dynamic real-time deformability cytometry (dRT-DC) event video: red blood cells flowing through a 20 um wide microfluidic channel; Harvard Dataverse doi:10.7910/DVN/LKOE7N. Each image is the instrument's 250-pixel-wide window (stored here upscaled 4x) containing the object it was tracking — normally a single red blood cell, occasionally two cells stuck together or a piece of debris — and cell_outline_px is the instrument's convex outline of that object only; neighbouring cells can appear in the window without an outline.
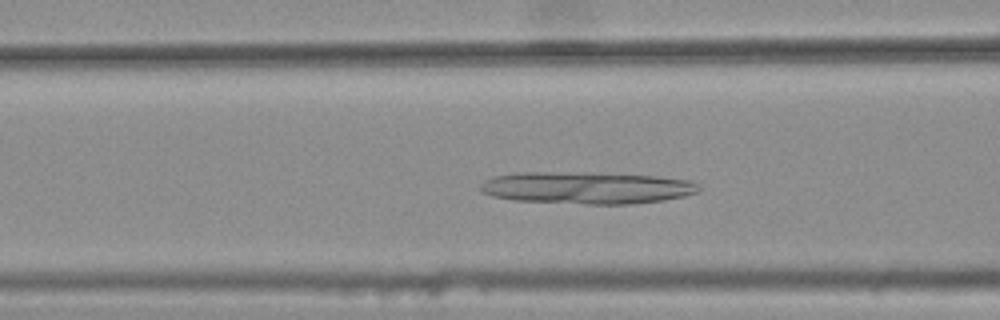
{"species": "common noctule bat (a hibernating species)", "species_latin": "Nyctalus noctula", "temperature_condition": "warm", "stored_images_in_passage": 41, "camera_frame_rate_fps": 3000, "um_per_image_px": 0.085, "animal": {"sex": "female", "body_mass_g": 25.1}, "frame": {"image": 1, "passage_image": 18, "time_ms": 5.667, "image_size_px": [1000, 320], "cell_outline_px": [[700, 192], [684, 196], [664, 200], [632, 204], [588, 204], [512, 200], [492, 196], [480, 192], [480, 184], [484, 180], [492, 176], [516, 172], [588, 172], [656, 176], [692, 180], [700, 188]], "centroid_in_image_um": [49.84, 15.95], "position_along_channel_um": 116.8, "area_um2": 41.33}}
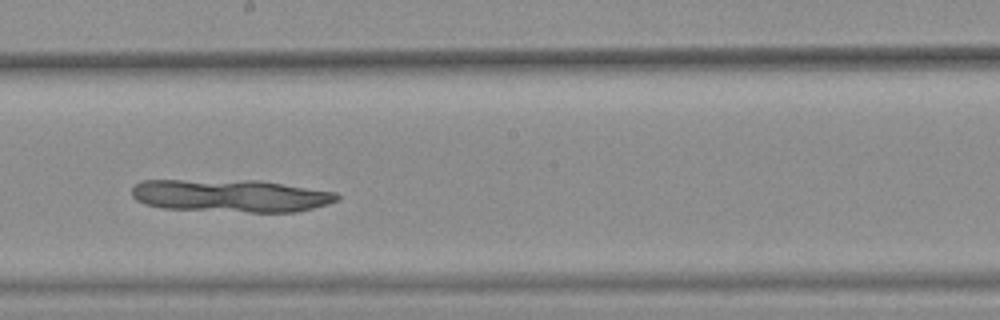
{"frame": {"image": 2, "passage_image": 27, "time_ms": 8.667, "image_size_px": [1000, 320], "cell_outline_px": [[340, 196], [336, 200], [328, 204], [296, 212], [248, 212], [164, 208], [144, 204], [136, 200], [132, 196], [132, 188], [140, 180], [256, 180], [336, 192]], "centroid_in_image_um": [19.58, 16.63], "position_along_channel_um": 228.6, "area_um2": 39.02}}
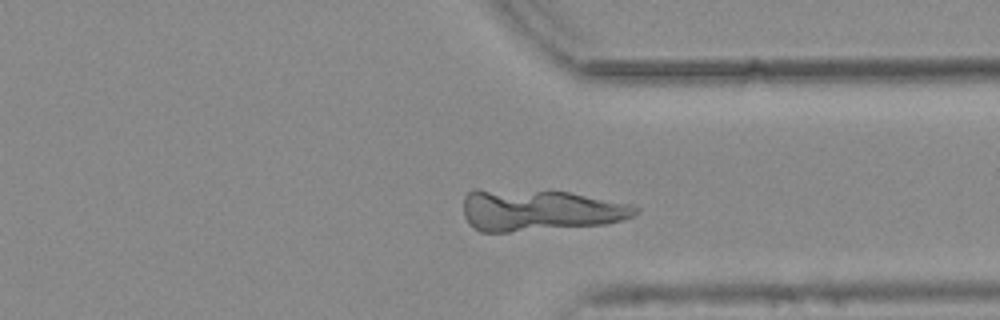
{"frame": {"image": 3, "passage_image": 38, "time_ms": 12.333, "image_size_px": [1000, 320], "cell_outline_px": [[640, 212], [624, 220], [604, 224], [508, 232], [480, 232], [468, 224], [464, 216], [464, 196], [472, 188], [548, 188], [628, 204], [640, 208]], "centroid_in_image_um": [45.78, 17.82], "position_along_channel_um": 365.6, "area_um2": 42.77}}